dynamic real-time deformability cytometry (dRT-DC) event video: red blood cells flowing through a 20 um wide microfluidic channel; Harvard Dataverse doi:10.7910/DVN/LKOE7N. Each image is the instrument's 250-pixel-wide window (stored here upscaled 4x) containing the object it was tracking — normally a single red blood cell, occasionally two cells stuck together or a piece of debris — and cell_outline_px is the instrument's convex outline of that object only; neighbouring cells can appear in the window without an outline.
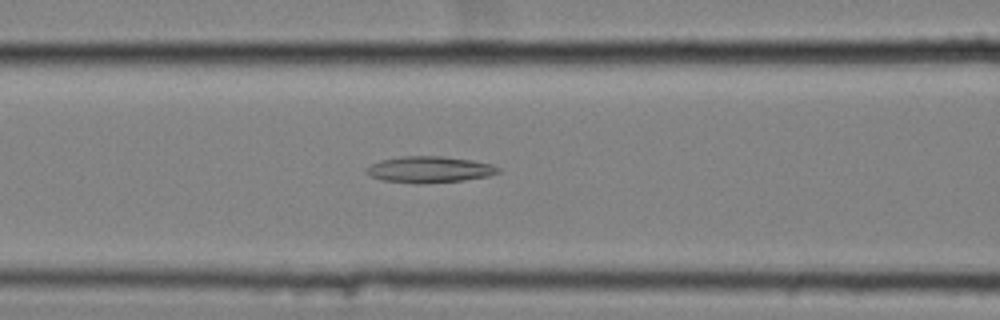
{"species": "common noctule bat (a hibernating species)", "species_latin": "Nyctalus noctula", "temperature_condition": "cold", "stored_images_in_passage": 50, "camera_frame_rate_fps": 3000, "um_per_image_px": 0.085, "animal": {"sex": "female", "body_mass_g": 25.1}, "frame": {"image": 1, "passage_image": 17, "time_ms": 5.333, "image_size_px": [1000, 320], "cell_outline_px": [[500, 172], [488, 176], [464, 180], [420, 184], [416, 184], [384, 180], [372, 176], [368, 172], [368, 168], [372, 164], [380, 160], [404, 156], [444, 156], [472, 160], [492, 164], [500, 168]], "centroid_in_image_um": [36.57, 14.4], "position_along_channel_um": 130.0, "area_um2": 20.06}}
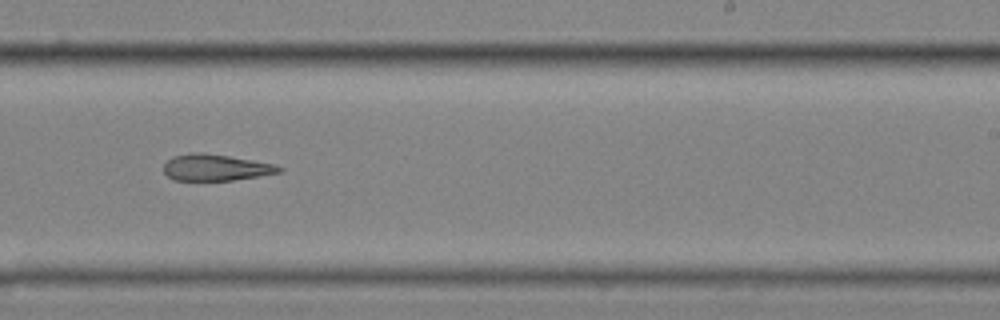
{"frame": {"image": 2, "passage_image": 29, "time_ms": 9.333, "image_size_px": [1000, 320], "cell_outline_px": [[284, 168], [280, 172], [232, 180], [172, 180], [164, 172], [164, 164], [172, 156], [192, 152], [204, 152], [276, 164]], "centroid_in_image_um": [18.31, 14.23], "position_along_channel_um": 270.7, "area_um2": 17.69}}
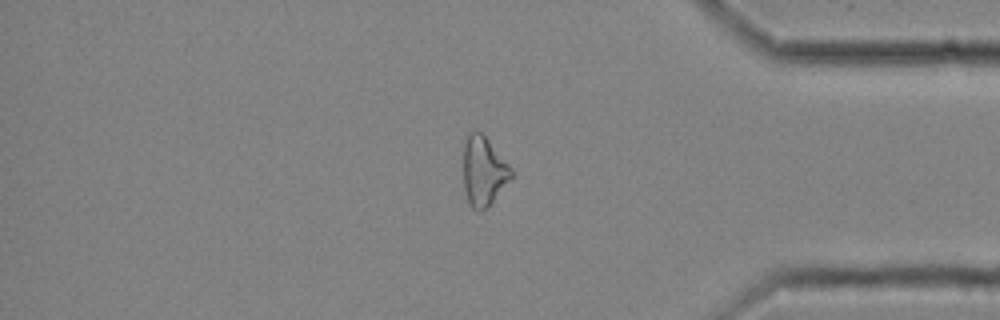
{"frame": {"image": 3, "passage_image": 41, "time_ms": 13.333, "image_size_px": [1000, 320], "cell_outline_px": [[512, 176], [488, 208], [480, 212], [476, 212], [472, 208], [468, 200], [464, 188], [464, 144], [468, 132], [476, 128], [488, 140], [512, 168]], "centroid_in_image_um": [41.09, 14.55], "position_along_channel_um": 394.1, "area_um2": 19.31}}